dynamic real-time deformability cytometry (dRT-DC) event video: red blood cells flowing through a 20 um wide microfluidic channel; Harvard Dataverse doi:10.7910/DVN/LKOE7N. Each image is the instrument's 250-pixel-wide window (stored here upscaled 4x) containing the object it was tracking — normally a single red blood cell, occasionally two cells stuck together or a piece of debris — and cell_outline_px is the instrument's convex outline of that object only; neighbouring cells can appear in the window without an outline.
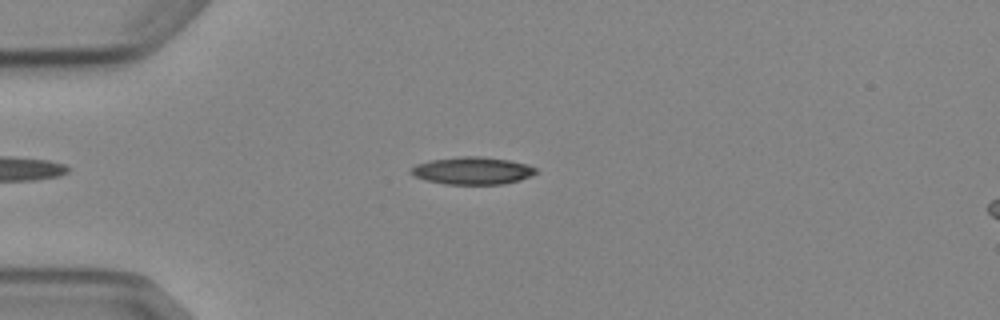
{"species": "Egyptian fruit bat (a non-hibernating species)", "species_latin": "Rousettus aegyptiacus", "temperature_condition": "cold", "stored_images_in_passage": 3, "camera_frame_rate_fps": 3000, "um_per_image_px": 0.085, "animal": {"sex": "female"}, "frame": {"image": 1, "passage_image": 1, "time_ms": 0.0, "image_size_px": [1000, 320], "cell_outline_px": [[536, 172], [532, 176], [520, 180], [504, 184], [444, 184], [424, 180], [408, 172], [416, 164], [432, 160], [460, 156], [480, 156], [508, 160], [528, 164], [536, 168]], "centroid_in_image_um": [40.16, 14.51], "position_along_channel_um": 44.8, "area_um2": 20.0}}
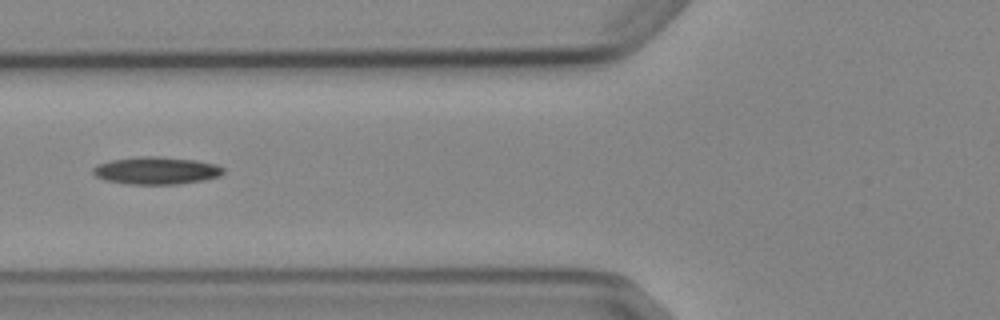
{"frame": {"image": 2, "passage_image": 3, "time_ms": 2.333, "image_size_px": [1000, 320], "cell_outline_px": [[224, 172], [220, 176], [204, 180], [176, 184], [132, 184], [104, 180], [96, 176], [92, 172], [92, 168], [96, 164], [112, 160], [140, 156], [156, 156], [196, 160], [216, 164], [224, 168]], "centroid_in_image_um": [13.28, 14.49], "position_along_channel_um": 112.5, "area_um2": 20.87}}